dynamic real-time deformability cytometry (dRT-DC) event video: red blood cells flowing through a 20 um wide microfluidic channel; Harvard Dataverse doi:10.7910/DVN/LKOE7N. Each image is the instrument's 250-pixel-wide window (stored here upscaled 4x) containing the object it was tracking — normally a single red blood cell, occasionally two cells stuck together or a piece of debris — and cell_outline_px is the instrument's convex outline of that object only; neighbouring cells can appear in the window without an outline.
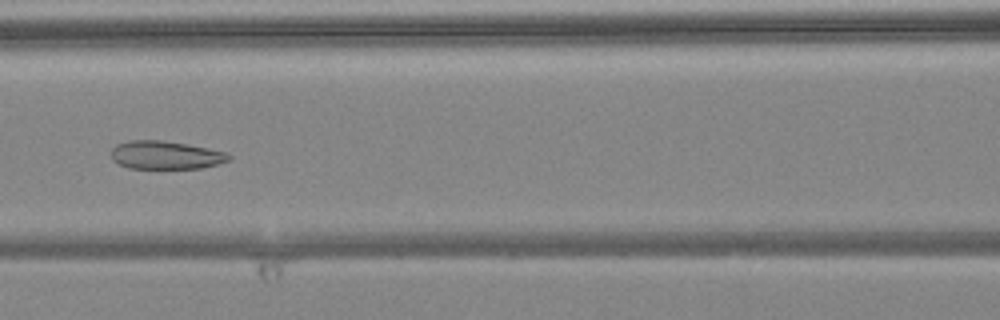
{"species": "common noctule bat (a hibernating species)", "species_latin": "Nyctalus noctula", "temperature_condition": "warm", "stored_images_in_passage": 6, "camera_frame_rate_fps": 3000, "um_per_image_px": 0.085, "animal": {"sex": "female", "body_mass_g": 24.6, "forearm_length_mm": 56.2}, "frame": {"image": 1, "passage_image": 6, "time_ms": 1.667, "image_size_px": [1000, 320], "cell_outline_px": [[232, 156], [228, 160], [216, 164], [200, 168], [128, 168], [112, 160], [112, 148], [116, 144], [128, 140], [160, 140], [208, 148], [224, 152]], "centroid_in_image_um": [14.03, 13.18], "position_along_channel_um": 152.6, "area_um2": 19.07}}